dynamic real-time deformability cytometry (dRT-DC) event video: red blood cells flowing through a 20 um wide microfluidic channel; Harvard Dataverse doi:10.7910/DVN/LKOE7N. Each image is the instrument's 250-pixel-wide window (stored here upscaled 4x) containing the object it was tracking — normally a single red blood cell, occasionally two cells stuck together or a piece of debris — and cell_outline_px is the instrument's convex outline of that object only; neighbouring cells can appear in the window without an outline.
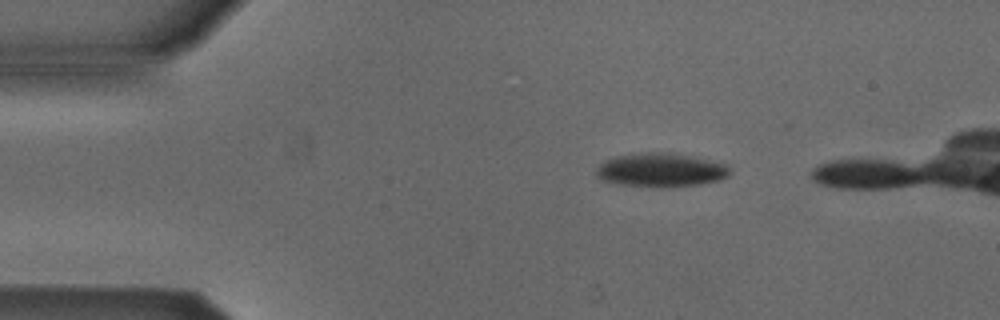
{"species": "Egyptian fruit bat (a non-hibernating species)", "species_latin": "Rousettus aegyptiacus", "temperature_condition": "cold", "stored_images_in_passage": 3, "camera_frame_rate_fps": 3000, "um_per_image_px": 0.085, "animal": {"sex": "male"}, "frame": {"image": 1, "passage_image": 1, "time_ms": 0.0, "image_size_px": [1000, 320], "cell_outline_px": [[732, 172], [728, 176], [716, 180], [700, 184], [660, 188], [656, 188], [620, 184], [600, 180], [596, 176], [596, 168], [604, 160], [620, 156], [648, 152], [668, 152], [688, 156], [724, 164]], "centroid_in_image_um": [56.11, 14.47], "position_along_channel_um": 28.9, "area_um2": 26.07}}